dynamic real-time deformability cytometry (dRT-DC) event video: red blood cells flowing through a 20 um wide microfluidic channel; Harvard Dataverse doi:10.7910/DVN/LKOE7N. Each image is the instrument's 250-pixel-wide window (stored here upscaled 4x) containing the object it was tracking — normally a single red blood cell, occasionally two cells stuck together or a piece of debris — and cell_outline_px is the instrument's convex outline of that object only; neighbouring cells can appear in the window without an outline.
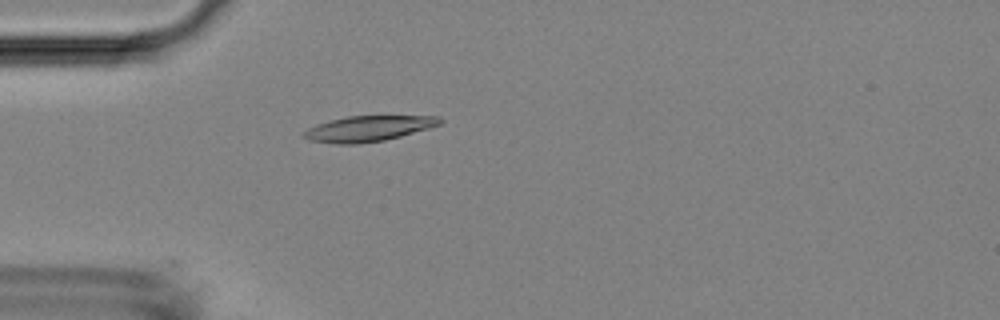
{"species": "Egyptian fruit bat (a non-hibernating species)", "species_latin": "Rousettus aegyptiacus", "temperature_condition": "room temperature", "stored_images_in_passage": 4, "camera_frame_rate_fps": 3000, "um_per_image_px": 0.085, "animal": {"sex": "female"}, "frame": {"image": 1, "passage_image": 4, "time_ms": 4.333, "image_size_px": [1000, 320], "cell_outline_px": [[444, 120], [440, 124], [428, 128], [400, 136], [384, 140], [356, 144], [336, 144], [308, 140], [300, 136], [300, 132], [316, 124], [328, 120], [348, 116], [440, 116]], "centroid_in_image_um": [31.23, 10.93], "position_along_channel_um": 53.8, "area_um2": 20.4}}